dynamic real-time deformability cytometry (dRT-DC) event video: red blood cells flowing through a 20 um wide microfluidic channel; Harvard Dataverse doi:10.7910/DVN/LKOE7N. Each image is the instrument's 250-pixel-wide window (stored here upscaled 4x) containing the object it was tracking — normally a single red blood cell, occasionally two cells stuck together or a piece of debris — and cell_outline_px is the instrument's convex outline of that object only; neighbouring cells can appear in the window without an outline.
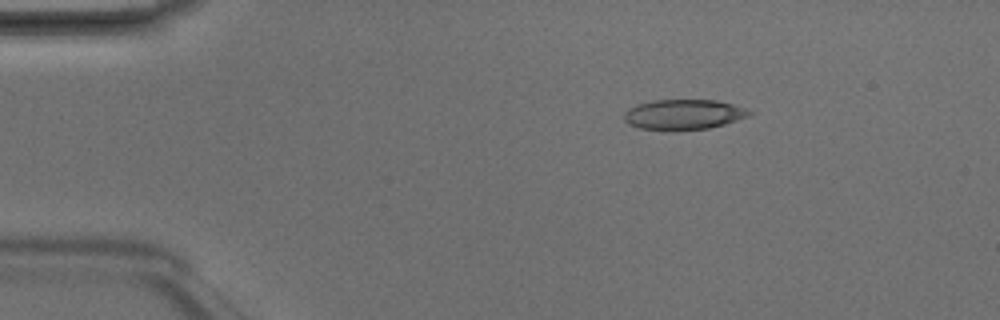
{"species": "Egyptian fruit bat (a non-hibernating species)", "species_latin": "Rousettus aegyptiacus", "temperature_condition": "room temperature", "stored_images_in_passage": 5, "camera_frame_rate_fps": 3000, "um_per_image_px": 0.085, "animal": {"sex": "male"}, "frame": {"image": 1, "passage_image": 3, "time_ms": 0.667, "image_size_px": [1000, 320], "cell_outline_px": [[752, 112], [748, 116], [724, 124], [708, 128], [640, 128], [628, 124], [624, 120], [624, 112], [628, 108], [636, 104], [652, 100], [716, 100], [732, 104], [744, 108]], "centroid_in_image_um": [58.07, 9.69], "position_along_channel_um": 26.9, "area_um2": 21.33}}
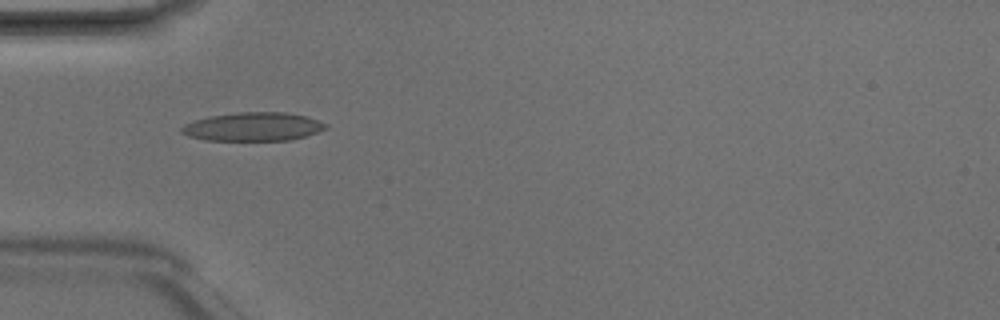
{"frame": {"image": 2, "passage_image": 5, "time_ms": 1.333, "image_size_px": [1000, 320], "cell_outline_px": [[328, 128], [304, 136], [288, 140], [204, 140], [188, 136], [180, 132], [180, 128], [184, 124], [208, 116], [240, 112], [284, 112], [308, 116], [328, 124]], "centroid_in_image_um": [21.51, 10.76], "position_along_channel_um": 63.5, "area_um2": 23.99}}